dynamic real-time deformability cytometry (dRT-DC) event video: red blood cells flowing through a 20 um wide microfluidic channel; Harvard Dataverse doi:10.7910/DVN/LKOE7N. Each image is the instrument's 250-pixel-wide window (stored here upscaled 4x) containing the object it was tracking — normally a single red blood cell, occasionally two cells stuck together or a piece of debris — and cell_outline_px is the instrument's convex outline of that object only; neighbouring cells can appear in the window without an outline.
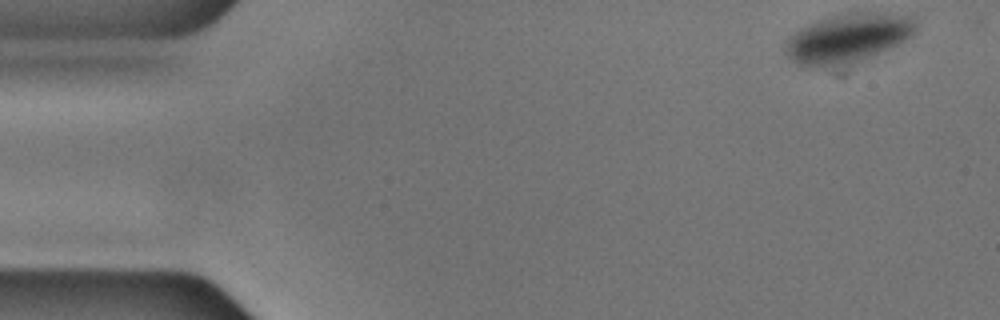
{"species": "common noctule bat (a hibernating species)", "species_latin": "Nyctalus noctula", "temperature_condition": "cold", "stored_images_in_passage": 50, "camera_frame_rate_fps": 3000, "um_per_image_px": 0.085, "animal": {"sex": "male", "body_mass_g": 17.9, "forearm_length_mm": 54.2}, "frame": {"image": 1, "passage_image": 1, "time_ms": 0.0, "image_size_px": [1000, 320], "cell_outline_px": [[916, 32], [912, 36], [880, 52], [856, 60], [824, 68], [808, 68], [792, 60], [784, 52], [784, 44], [788, 36], [800, 28], [816, 20], [832, 16], [856, 12], [876, 12], [916, 16]], "centroid_in_image_um": [72.03, 3.22], "position_along_channel_um": 13.0, "area_um2": 37.17}}
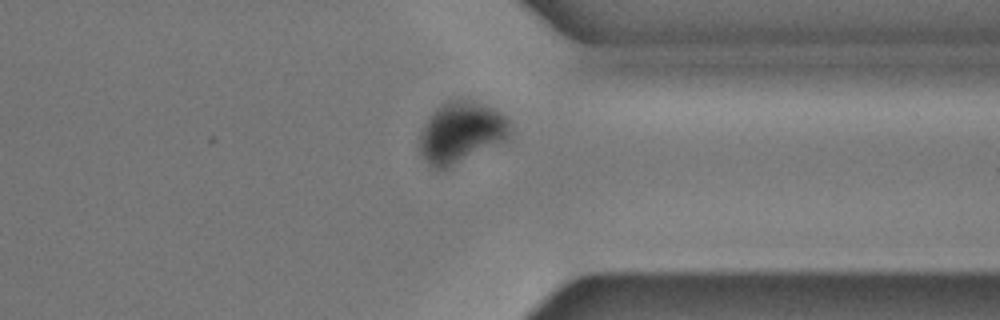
{"frame": {"image": 2, "passage_image": 41, "time_ms": 13.333, "image_size_px": [1000, 320], "cell_outline_px": [[508, 140], [440, 172], [436, 172], [420, 156], [416, 144], [420, 132], [428, 116], [436, 108], [452, 100], [468, 100], [492, 108], [508, 116]], "centroid_in_image_um": [39.12, 11.32], "position_along_channel_um": 372.3, "area_um2": 32.71}}
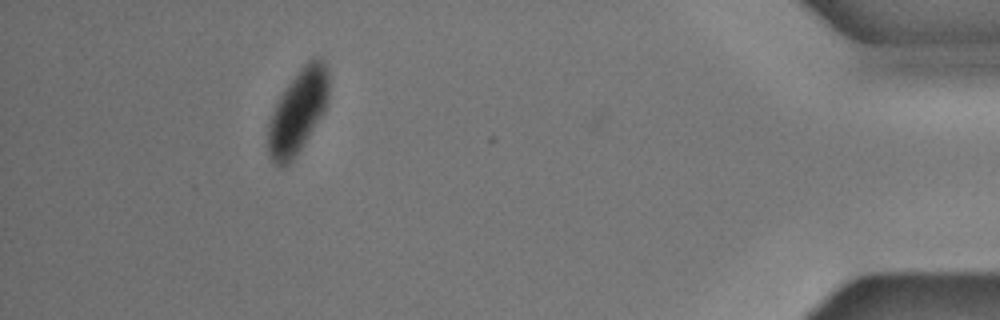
{"frame": {"image": 3, "passage_image": 49, "time_ms": 16.0, "image_size_px": [1000, 320], "cell_outline_px": [[328, 100], [324, 112], [300, 148], [288, 164], [276, 164], [272, 160], [268, 152], [268, 124], [272, 112], [284, 88], [300, 68], [312, 56], [320, 56], [328, 68]], "centroid_in_image_um": [25.33, 9.39], "position_along_channel_um": 409.9, "area_um2": 29.25}}